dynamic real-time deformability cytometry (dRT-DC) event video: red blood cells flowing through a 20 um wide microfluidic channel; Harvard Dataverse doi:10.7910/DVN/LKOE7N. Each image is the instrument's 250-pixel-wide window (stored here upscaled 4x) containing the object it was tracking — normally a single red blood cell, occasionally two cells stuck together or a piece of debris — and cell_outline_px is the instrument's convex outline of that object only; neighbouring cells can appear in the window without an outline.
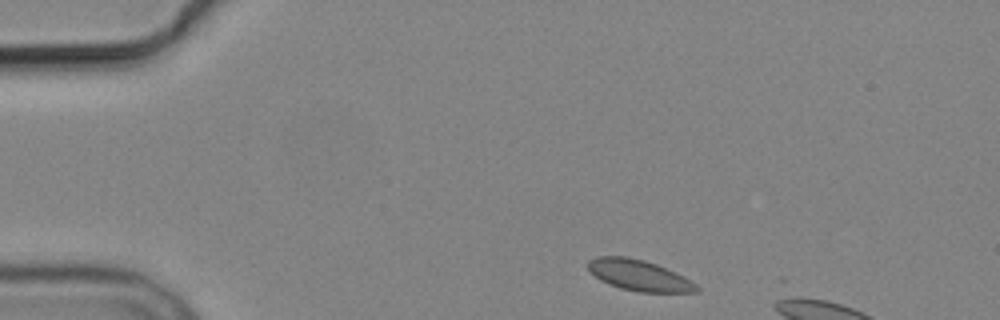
{"species": "common noctule bat (a hibernating species)", "species_latin": "Nyctalus noctula", "temperature_condition": "cold", "stored_images_in_passage": 3, "camera_frame_rate_fps": 3000, "um_per_image_px": 0.085, "animal": {"sex": "male", "body_mass_g": 19.2, "forearm_length_mm": 51.8}, "frame": {"image": 1, "passage_image": 1, "time_ms": 0.0, "image_size_px": [1000, 320], "cell_outline_px": [[700, 292], [640, 292], [620, 288], [608, 284], [600, 280], [588, 268], [588, 260], [596, 256], [628, 256], [644, 260], [656, 264], [684, 276], [696, 284], [700, 288]], "centroid_in_image_um": [54.33, 23.4], "position_along_channel_um": 30.7, "area_um2": 19.54}}